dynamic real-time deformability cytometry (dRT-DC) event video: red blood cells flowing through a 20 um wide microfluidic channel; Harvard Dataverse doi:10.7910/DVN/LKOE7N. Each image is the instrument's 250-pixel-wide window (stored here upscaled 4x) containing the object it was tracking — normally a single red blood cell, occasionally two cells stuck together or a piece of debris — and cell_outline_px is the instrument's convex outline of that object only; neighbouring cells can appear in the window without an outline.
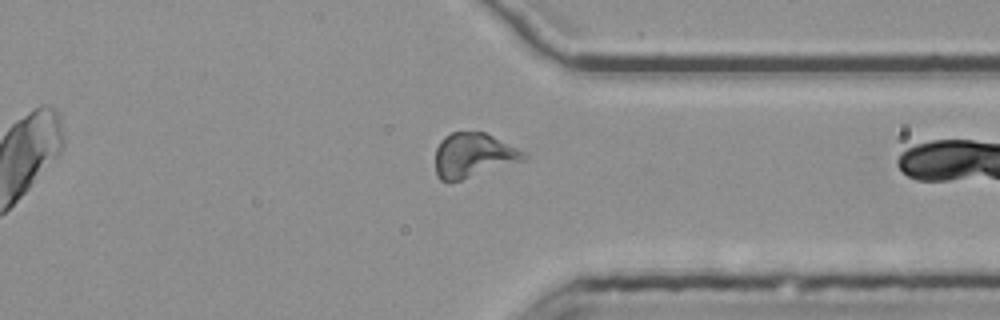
{"species": "common noctule bat (a hibernating species)", "species_latin": "Nyctalus noctula", "temperature_condition": "room temperature", "stored_images_in_passage": 24, "camera_frame_rate_fps": 3000, "um_per_image_px": 0.085, "animal": {"sex": "female", "body_mass_g": 25.1}, "frame": {"image": 1, "passage_image": 23, "time_ms": 7.333, "image_size_px": [1000, 320], "cell_outline_px": [[528, 156], [524, 160], [460, 180], [440, 180], [436, 172], [436, 148], [440, 140], [444, 136], [452, 132], [484, 132], [524, 152]], "centroid_in_image_um": [40.2, 13.18], "position_along_channel_um": 371.2, "area_um2": 22.37}}